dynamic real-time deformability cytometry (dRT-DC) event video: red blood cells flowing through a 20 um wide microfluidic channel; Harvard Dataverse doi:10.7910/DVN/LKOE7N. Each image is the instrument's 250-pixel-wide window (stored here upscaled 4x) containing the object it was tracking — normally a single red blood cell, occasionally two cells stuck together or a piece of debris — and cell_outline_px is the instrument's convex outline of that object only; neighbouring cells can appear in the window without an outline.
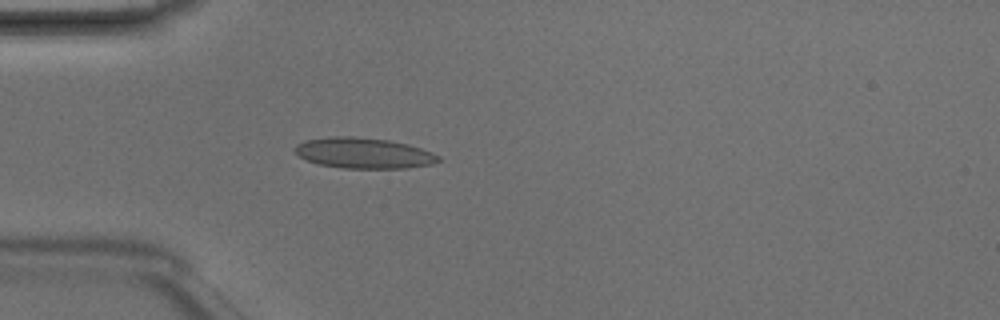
{"species": "Egyptian fruit bat (a non-hibernating species)", "species_latin": "Rousettus aegyptiacus", "temperature_condition": "room temperature", "stored_images_in_passage": 3, "camera_frame_rate_fps": 3000, "um_per_image_px": 0.085, "animal": {"sex": "male"}, "frame": {"image": 1, "passage_image": 3, "time_ms": 0.667, "image_size_px": [1000, 320], "cell_outline_px": [[440, 160], [432, 164], [408, 168], [344, 168], [320, 164], [308, 160], [300, 156], [292, 148], [296, 144], [308, 140], [328, 136], [352, 136], [388, 140], [408, 144], [432, 152], [440, 156]], "centroid_in_image_um": [30.92, 13.01], "position_along_channel_um": 54.1, "area_um2": 25.55}}